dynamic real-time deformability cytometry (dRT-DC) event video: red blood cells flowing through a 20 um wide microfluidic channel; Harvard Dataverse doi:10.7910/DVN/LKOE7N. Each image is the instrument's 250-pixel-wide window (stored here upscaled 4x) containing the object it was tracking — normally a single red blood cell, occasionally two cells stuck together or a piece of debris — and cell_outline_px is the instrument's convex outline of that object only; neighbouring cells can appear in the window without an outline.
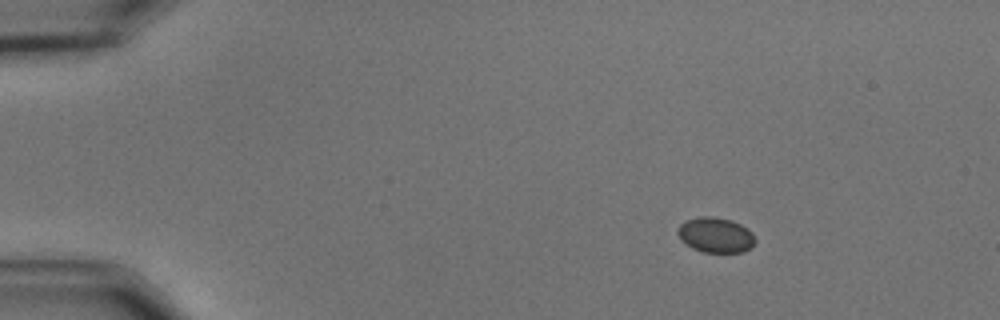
{"species": "common noctule bat (a hibernating species)", "species_latin": "Nyctalus noctula", "temperature_condition": "cold", "stored_images_in_passage": 50, "camera_frame_rate_fps": 3000, "um_per_image_px": 0.085, "animal": {"sex": "male", "body_mass_g": 15.6}, "frame": {"image": 1, "passage_image": 1, "time_ms": 0.0, "image_size_px": [1000, 320], "cell_outline_px": [[756, 240], [744, 252], [704, 252], [692, 248], [680, 240], [676, 232], [676, 228], [680, 224], [688, 220], [700, 216], [712, 216], [732, 220], [748, 228], [752, 232]], "centroid_in_image_um": [60.8, 19.96], "position_along_channel_um": 24.2, "area_um2": 15.95}}
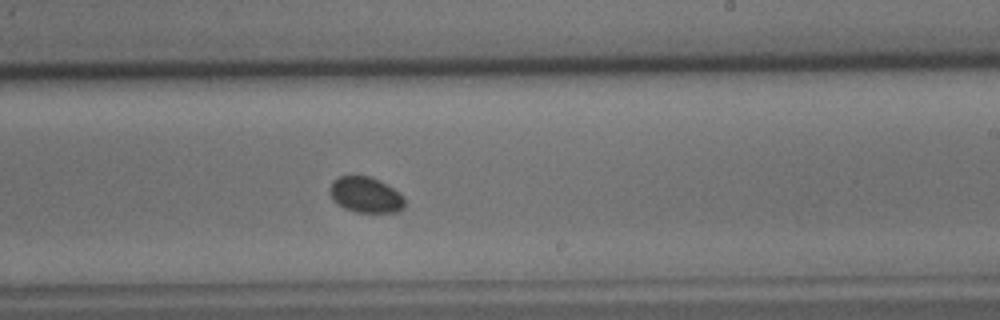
{"frame": {"image": 2, "passage_image": 28, "time_ms": 9.0, "image_size_px": [1000, 320], "cell_outline_px": [[404, 208], [396, 212], [356, 212], [344, 208], [328, 192], [328, 188], [332, 180], [340, 176], [368, 176], [380, 180], [392, 188], [404, 200]], "centroid_in_image_um": [31.04, 16.55], "position_along_channel_um": 258.0, "area_um2": 15.32}}
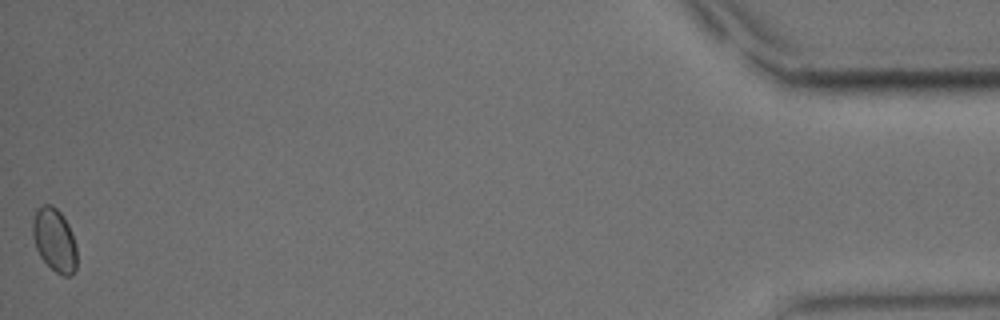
{"frame": {"image": 3, "passage_image": 50, "time_ms": 16.333, "image_size_px": [1000, 320], "cell_outline_px": [[76, 272], [72, 276], [64, 276], [56, 272], [40, 256], [36, 248], [32, 236], [32, 220], [36, 208], [44, 204], [52, 204], [64, 216], [72, 232], [76, 248]], "centroid_in_image_um": [4.62, 20.38], "position_along_channel_um": 430.6, "area_um2": 16.53}, "authors_computed_cell_mechanics": {"area_um2": 15.895, "velocity_mm_per_s": 3.5364, "shape_relaxation_time_tau1_ms": null, "shape_relaxation_time_tau2_ms": 8.3467, "deformation_change_tau1": null, "deformation_change_tau2": 0.041}}